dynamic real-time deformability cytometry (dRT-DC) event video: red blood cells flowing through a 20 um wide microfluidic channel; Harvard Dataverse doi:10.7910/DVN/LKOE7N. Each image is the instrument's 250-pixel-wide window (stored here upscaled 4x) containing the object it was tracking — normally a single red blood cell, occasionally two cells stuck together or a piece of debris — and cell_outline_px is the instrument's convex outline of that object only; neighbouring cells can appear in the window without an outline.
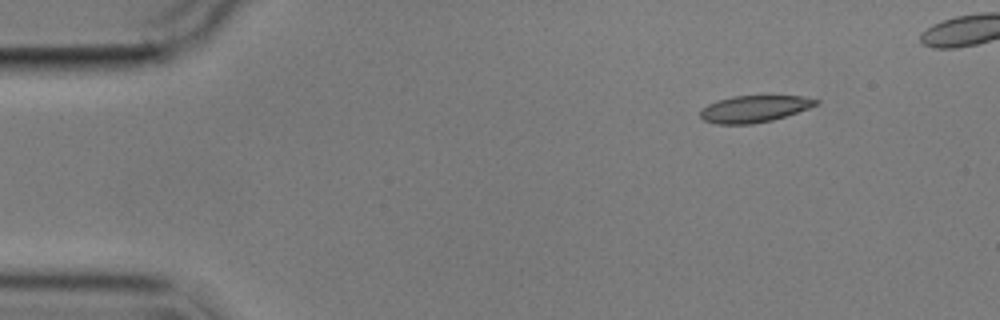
{"species": "common noctule bat (a hibernating species)", "species_latin": "Nyctalus noctula", "temperature_condition": "cold", "stored_images_in_passage": 8, "camera_frame_rate_fps": 3000, "um_per_image_px": 0.085, "animal": {"sex": "male", "body_mass_g": 17.9}, "frame": {"image": 1, "passage_image": 1, "time_ms": 0.0, "image_size_px": [1000, 320], "cell_outline_px": [[820, 104], [772, 120], [752, 124], [716, 124], [704, 120], [700, 116], [700, 112], [708, 104], [716, 100], [732, 96], [800, 96], [820, 100]], "centroid_in_image_um": [64.1, 9.25], "position_along_channel_um": 20.9, "area_um2": 17.92}}
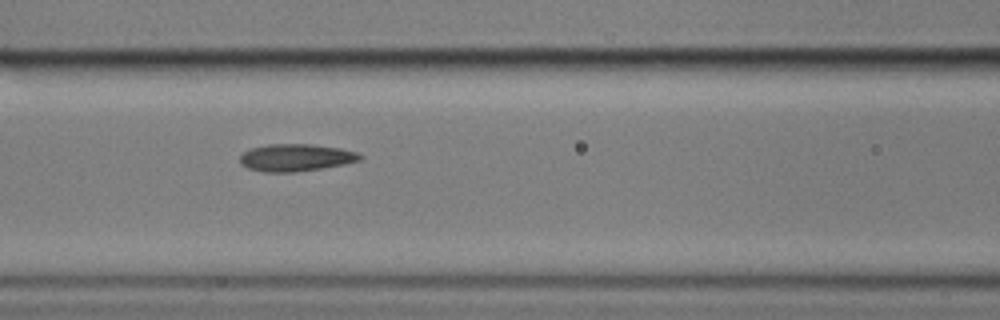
{"frame": {"image": 2, "passage_image": 6, "time_ms": 5.667, "image_size_px": [1000, 320], "cell_outline_px": [[364, 160], [324, 168], [296, 172], [264, 172], [248, 168], [240, 164], [240, 156], [244, 152], [252, 148], [268, 144], [312, 144], [340, 148], [356, 152], [364, 156]], "centroid_in_image_um": [25.19, 13.4], "position_along_channel_um": 141.4, "area_um2": 19.25}}
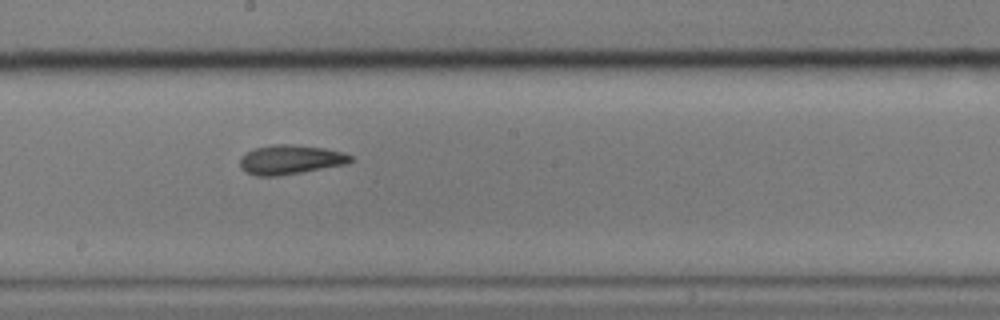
{"frame": {"image": 3, "passage_image": 8, "time_ms": 8.0, "image_size_px": [1000, 320], "cell_outline_px": [[352, 160], [348, 164], [280, 176], [256, 176], [244, 172], [240, 168], [240, 156], [256, 148], [272, 144], [288, 144], [324, 148], [344, 152], [352, 156]], "centroid_in_image_um": [24.67, 13.58], "position_along_channel_um": 223.5, "area_um2": 19.07}}